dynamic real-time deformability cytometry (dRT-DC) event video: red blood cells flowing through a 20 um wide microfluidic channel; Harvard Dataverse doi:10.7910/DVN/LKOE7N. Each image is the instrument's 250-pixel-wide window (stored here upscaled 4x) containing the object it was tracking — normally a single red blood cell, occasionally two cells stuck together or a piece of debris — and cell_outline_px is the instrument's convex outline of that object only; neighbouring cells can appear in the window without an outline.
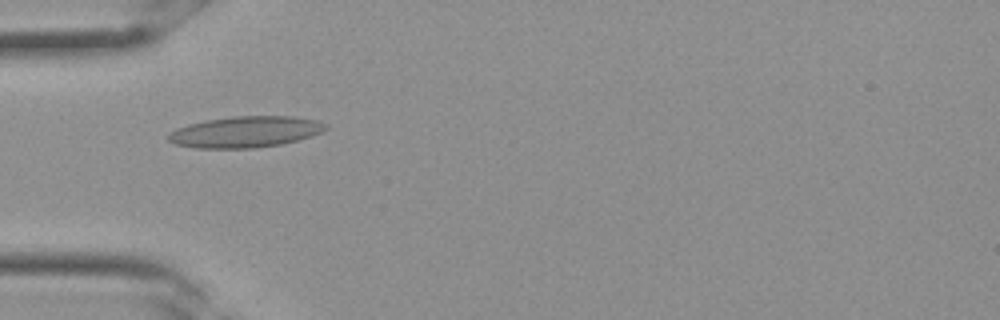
{"species": "Egyptian fruit bat (a non-hibernating species)", "species_latin": "Rousettus aegyptiacus", "temperature_condition": "room temperature", "stored_images_in_passage": 32, "camera_frame_rate_fps": 3000, "um_per_image_px": 0.085, "frame": {"image": 1, "passage_image": 10, "time_ms": 3.0, "image_size_px": [1000, 320], "cell_outline_px": [[328, 128], [312, 136], [280, 144], [256, 148], [196, 148], [176, 144], [168, 140], [168, 132], [176, 128], [188, 124], [204, 120], [232, 116], [292, 116], [316, 120], [328, 124]], "centroid_in_image_um": [20.84, 11.2], "position_along_channel_um": 64.2, "area_um2": 28.67}}
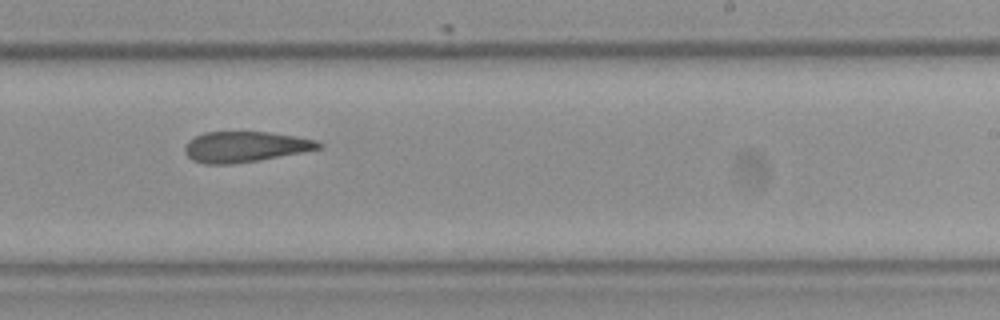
{"frame": {"image": 2, "passage_image": 20, "time_ms": 6.333, "image_size_px": [1000, 320], "cell_outline_px": [[324, 148], [304, 152], [260, 160], [232, 164], [204, 164], [192, 160], [184, 152], [184, 148], [188, 140], [204, 132], [268, 132], [296, 136], [316, 140], [324, 144]], "centroid_in_image_um": [20.86, 12.48], "position_along_channel_um": 268.1, "area_um2": 24.1}}
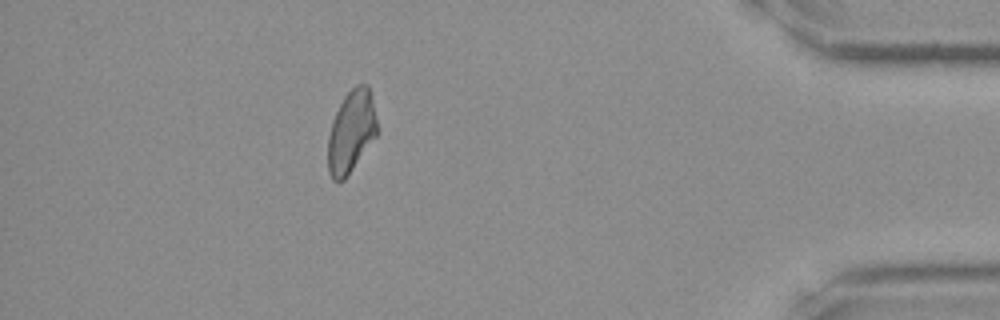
{"frame": {"image": 3, "passage_image": 29, "time_ms": 9.333, "image_size_px": [1000, 320], "cell_outline_px": [[380, 132], [344, 180], [332, 180], [328, 172], [328, 136], [332, 120], [344, 96], [356, 84], [368, 84], [372, 96], [380, 128]], "centroid_in_image_um": [29.9, 11.16], "position_along_channel_um": 405.3, "area_um2": 24.04}}